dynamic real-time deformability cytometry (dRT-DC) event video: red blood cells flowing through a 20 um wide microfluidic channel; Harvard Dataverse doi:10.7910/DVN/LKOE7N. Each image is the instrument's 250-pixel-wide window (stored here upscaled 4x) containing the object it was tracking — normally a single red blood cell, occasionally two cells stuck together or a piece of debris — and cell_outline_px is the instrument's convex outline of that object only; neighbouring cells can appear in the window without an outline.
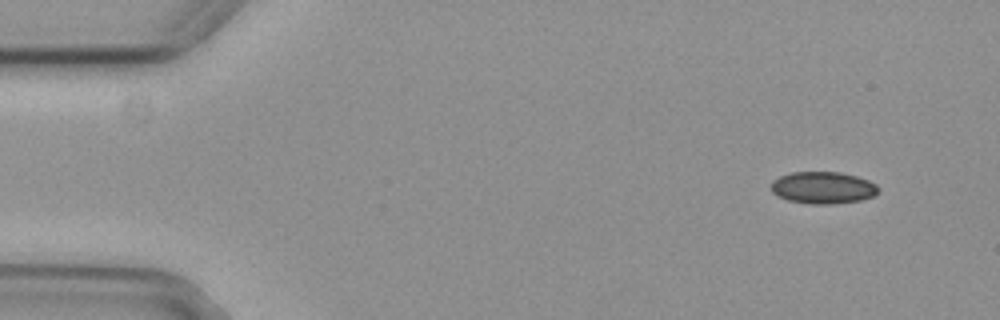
{"species": "common noctule bat (a hibernating species)", "species_latin": "Nyctalus noctula", "temperature_condition": "cold", "stored_images_in_passage": 4, "camera_frame_rate_fps": 3000, "um_per_image_px": 0.085, "animal": {"sex": "female", "body_mass_g": 29.2, "forearm_length_mm": 56.3}, "frame": {"image": 1, "passage_image": 1, "time_ms": 0.0, "image_size_px": [1000, 320], "cell_outline_px": [[880, 188], [872, 196], [860, 200], [832, 204], [812, 204], [788, 200], [772, 192], [772, 180], [780, 176], [792, 172], [840, 172], [856, 176], [868, 180], [876, 184]], "centroid_in_image_um": [69.95, 15.94], "position_along_channel_um": 15.0, "area_um2": 19.83}}
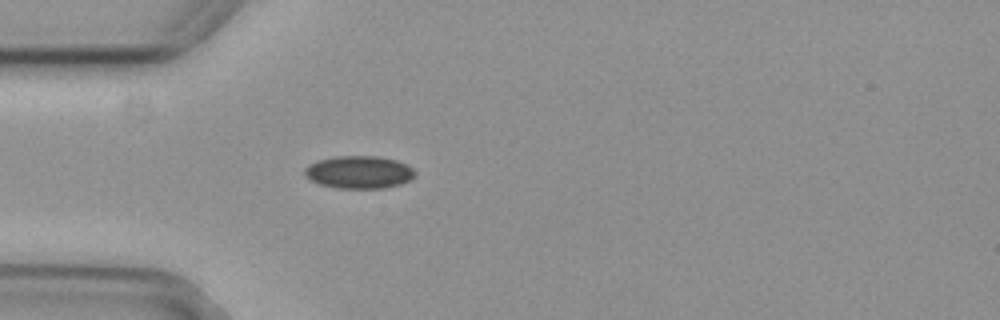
{"frame": {"image": 2, "passage_image": 4, "time_ms": 1.0, "image_size_px": [1000, 320], "cell_outline_px": [[416, 172], [408, 180], [400, 184], [384, 188], [336, 188], [320, 184], [308, 180], [304, 176], [304, 168], [308, 164], [320, 160], [336, 156], [376, 156], [396, 160], [412, 168]], "centroid_in_image_um": [30.45, 14.64], "position_along_channel_um": 54.5, "area_um2": 20.92}}